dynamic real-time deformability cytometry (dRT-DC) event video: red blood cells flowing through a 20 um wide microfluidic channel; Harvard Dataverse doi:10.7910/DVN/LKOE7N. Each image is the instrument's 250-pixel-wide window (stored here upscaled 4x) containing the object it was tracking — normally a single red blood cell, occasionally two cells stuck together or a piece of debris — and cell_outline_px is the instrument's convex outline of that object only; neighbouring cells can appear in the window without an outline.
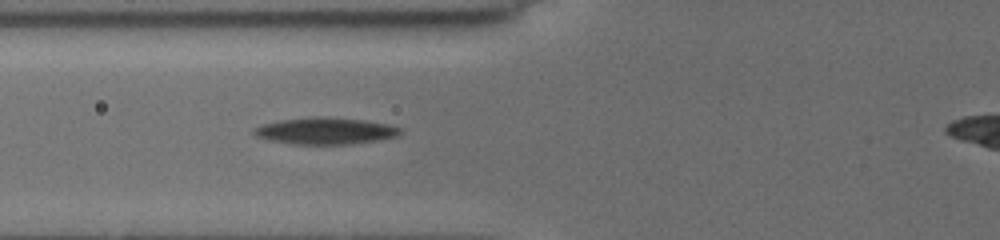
{"species": "common noctule bat (a hibernating species)", "species_latin": "Nyctalus noctula", "temperature_condition": "cold", "stored_images_in_passage": 8, "camera_frame_rate_fps": 3000, "um_per_image_px": 0.085, "animal": {"sex": "female", "body_mass_g": 19.5, "forearm_length_mm": 54.1}, "frame": {"image": 1, "passage_image": 8, "time_ms": 6.0, "image_size_px": [1000, 240], "cell_outline_px": [[400, 132], [396, 136], [376, 140], [352, 144], [296, 144], [268, 140], [256, 136], [252, 132], [252, 128], [260, 124], [280, 120], [312, 116], [324, 116], [364, 120], [388, 124], [400, 128]], "centroid_in_image_um": [27.58, 11.11], "position_along_channel_um": 98.2, "area_um2": 22.83}}